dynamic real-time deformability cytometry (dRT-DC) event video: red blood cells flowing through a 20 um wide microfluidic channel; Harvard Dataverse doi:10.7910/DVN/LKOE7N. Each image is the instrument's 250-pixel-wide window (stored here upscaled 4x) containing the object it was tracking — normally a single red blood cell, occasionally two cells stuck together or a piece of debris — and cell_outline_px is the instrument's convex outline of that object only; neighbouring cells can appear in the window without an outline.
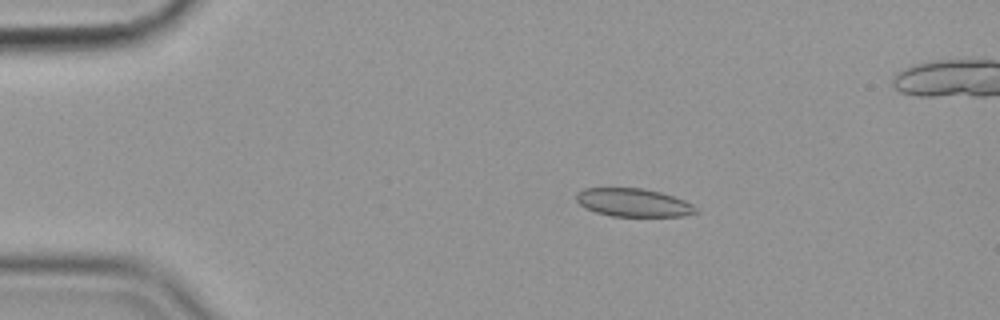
{"species": "common noctule bat (a hibernating species)", "species_latin": "Nyctalus noctula", "temperature_condition": "cold", "stored_images_in_passage": 18, "camera_frame_rate_fps": 3000, "um_per_image_px": 0.085, "animal": {"sex": "female", "body_mass_g": 19.9}, "frame": {"image": 1, "passage_image": 11, "time_ms": 3.333, "image_size_px": [1000, 320], "cell_outline_px": [[700, 212], [684, 216], [612, 216], [596, 212], [584, 208], [576, 200], [576, 192], [584, 188], [644, 188], [660, 192], [684, 200], [692, 204]], "centroid_in_image_um": [53.83, 17.22], "position_along_channel_um": 31.2, "area_um2": 19.71}}